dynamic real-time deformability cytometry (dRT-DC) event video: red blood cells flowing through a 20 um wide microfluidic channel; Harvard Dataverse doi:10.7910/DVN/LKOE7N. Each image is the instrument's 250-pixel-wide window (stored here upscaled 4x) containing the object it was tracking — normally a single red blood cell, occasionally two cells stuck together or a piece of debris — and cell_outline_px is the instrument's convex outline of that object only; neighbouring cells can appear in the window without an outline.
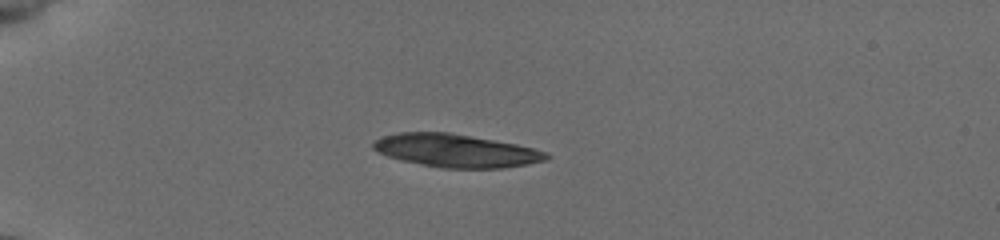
{"species": "common noctule bat (a hibernating species)", "species_latin": "Nyctalus noctula", "temperature_condition": "cold", "stored_images_in_passage": 54, "camera_frame_rate_fps": 3000, "um_per_image_px": 0.085, "animal": {"sex": "female", "body_mass_g": 19.5, "forearm_length_mm": 54.1}, "frame": {"image": 1, "passage_image": 16, "time_ms": 5.0, "image_size_px": [1000, 240], "cell_outline_px": [[552, 156], [548, 160], [528, 164], [504, 168], [440, 168], [400, 160], [376, 152], [372, 148], [372, 144], [380, 136], [400, 132], [448, 132], [516, 144], [548, 152]], "centroid_in_image_um": [38.75, 12.81], "position_along_channel_um": 46.2, "area_um2": 33.52}, "authors_computed_cell_mechanics": {"area_um2": 28.9578, "velocity_mm_per_s": 3.8807, "shape_relaxation_time_tau1_ms": 2.7295, "shape_relaxation_time_tau2_ms": null, "deformation_change_tau1": 0.1375, "deformation_change_tau2": null}}